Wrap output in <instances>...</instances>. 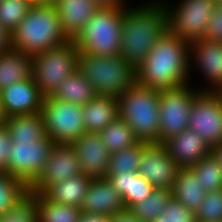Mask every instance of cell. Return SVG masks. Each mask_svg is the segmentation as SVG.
Returning <instances> with one entry per match:
<instances>
[{"label": "cell", "mask_w": 222, "mask_h": 222, "mask_svg": "<svg viewBox=\"0 0 222 222\" xmlns=\"http://www.w3.org/2000/svg\"><path fill=\"white\" fill-rule=\"evenodd\" d=\"M105 178L122 195L126 208L143 201L155 189L153 184L136 172L106 174Z\"/></svg>", "instance_id": "cb8c5ba5"}, {"label": "cell", "mask_w": 222, "mask_h": 222, "mask_svg": "<svg viewBox=\"0 0 222 222\" xmlns=\"http://www.w3.org/2000/svg\"><path fill=\"white\" fill-rule=\"evenodd\" d=\"M79 222H110V217L102 214L82 212Z\"/></svg>", "instance_id": "b9f144b4"}, {"label": "cell", "mask_w": 222, "mask_h": 222, "mask_svg": "<svg viewBox=\"0 0 222 222\" xmlns=\"http://www.w3.org/2000/svg\"><path fill=\"white\" fill-rule=\"evenodd\" d=\"M200 91L189 83L160 90L159 143L189 128L192 100Z\"/></svg>", "instance_id": "30bf717a"}, {"label": "cell", "mask_w": 222, "mask_h": 222, "mask_svg": "<svg viewBox=\"0 0 222 222\" xmlns=\"http://www.w3.org/2000/svg\"><path fill=\"white\" fill-rule=\"evenodd\" d=\"M68 41L54 5L34 4L11 33L12 48L30 56Z\"/></svg>", "instance_id": "3957f363"}, {"label": "cell", "mask_w": 222, "mask_h": 222, "mask_svg": "<svg viewBox=\"0 0 222 222\" xmlns=\"http://www.w3.org/2000/svg\"><path fill=\"white\" fill-rule=\"evenodd\" d=\"M205 193L199 178L190 168H180L178 170L171 188L172 198L182 203L187 209L196 212L204 199Z\"/></svg>", "instance_id": "d4e9b609"}, {"label": "cell", "mask_w": 222, "mask_h": 222, "mask_svg": "<svg viewBox=\"0 0 222 222\" xmlns=\"http://www.w3.org/2000/svg\"><path fill=\"white\" fill-rule=\"evenodd\" d=\"M189 129L212 149L222 143V101L215 92L200 91L192 100Z\"/></svg>", "instance_id": "7c38bea8"}, {"label": "cell", "mask_w": 222, "mask_h": 222, "mask_svg": "<svg viewBox=\"0 0 222 222\" xmlns=\"http://www.w3.org/2000/svg\"><path fill=\"white\" fill-rule=\"evenodd\" d=\"M13 143H34L46 136L41 112L30 115H15L6 118Z\"/></svg>", "instance_id": "4316f807"}, {"label": "cell", "mask_w": 222, "mask_h": 222, "mask_svg": "<svg viewBox=\"0 0 222 222\" xmlns=\"http://www.w3.org/2000/svg\"><path fill=\"white\" fill-rule=\"evenodd\" d=\"M30 191L29 186L7 173H0V215Z\"/></svg>", "instance_id": "d6a6232c"}, {"label": "cell", "mask_w": 222, "mask_h": 222, "mask_svg": "<svg viewBox=\"0 0 222 222\" xmlns=\"http://www.w3.org/2000/svg\"><path fill=\"white\" fill-rule=\"evenodd\" d=\"M159 90L135 82L118 99L119 118L132 128L140 142L159 143Z\"/></svg>", "instance_id": "277c9868"}, {"label": "cell", "mask_w": 222, "mask_h": 222, "mask_svg": "<svg viewBox=\"0 0 222 222\" xmlns=\"http://www.w3.org/2000/svg\"><path fill=\"white\" fill-rule=\"evenodd\" d=\"M141 156L142 142L140 141L136 145L111 153L107 174H124L125 172L138 173Z\"/></svg>", "instance_id": "1f68e13d"}, {"label": "cell", "mask_w": 222, "mask_h": 222, "mask_svg": "<svg viewBox=\"0 0 222 222\" xmlns=\"http://www.w3.org/2000/svg\"><path fill=\"white\" fill-rule=\"evenodd\" d=\"M172 197L171 190L155 188L150 196L132 205L129 209L143 222H153L164 211L167 202Z\"/></svg>", "instance_id": "f546056e"}, {"label": "cell", "mask_w": 222, "mask_h": 222, "mask_svg": "<svg viewBox=\"0 0 222 222\" xmlns=\"http://www.w3.org/2000/svg\"><path fill=\"white\" fill-rule=\"evenodd\" d=\"M81 173L78 157L71 144L55 143L44 169L29 188L34 193L43 194L52 184Z\"/></svg>", "instance_id": "5bb4252c"}, {"label": "cell", "mask_w": 222, "mask_h": 222, "mask_svg": "<svg viewBox=\"0 0 222 222\" xmlns=\"http://www.w3.org/2000/svg\"><path fill=\"white\" fill-rule=\"evenodd\" d=\"M80 163L81 172L92 178H105L110 152L98 133L85 132L71 143Z\"/></svg>", "instance_id": "e0dca14e"}, {"label": "cell", "mask_w": 222, "mask_h": 222, "mask_svg": "<svg viewBox=\"0 0 222 222\" xmlns=\"http://www.w3.org/2000/svg\"><path fill=\"white\" fill-rule=\"evenodd\" d=\"M36 196L38 222H79L80 208L52 202L43 194L36 193Z\"/></svg>", "instance_id": "f1b7e54d"}, {"label": "cell", "mask_w": 222, "mask_h": 222, "mask_svg": "<svg viewBox=\"0 0 222 222\" xmlns=\"http://www.w3.org/2000/svg\"><path fill=\"white\" fill-rule=\"evenodd\" d=\"M33 5V0H1L0 24L12 33Z\"/></svg>", "instance_id": "e575fe53"}, {"label": "cell", "mask_w": 222, "mask_h": 222, "mask_svg": "<svg viewBox=\"0 0 222 222\" xmlns=\"http://www.w3.org/2000/svg\"><path fill=\"white\" fill-rule=\"evenodd\" d=\"M0 97L6 118L41 112L44 98L33 77L11 84L0 92Z\"/></svg>", "instance_id": "2e32d148"}, {"label": "cell", "mask_w": 222, "mask_h": 222, "mask_svg": "<svg viewBox=\"0 0 222 222\" xmlns=\"http://www.w3.org/2000/svg\"><path fill=\"white\" fill-rule=\"evenodd\" d=\"M212 155L217 159L218 163L222 167V143L214 146L211 151Z\"/></svg>", "instance_id": "ee69618b"}, {"label": "cell", "mask_w": 222, "mask_h": 222, "mask_svg": "<svg viewBox=\"0 0 222 222\" xmlns=\"http://www.w3.org/2000/svg\"><path fill=\"white\" fill-rule=\"evenodd\" d=\"M205 39L222 42V6H216L208 22Z\"/></svg>", "instance_id": "f35d334b"}, {"label": "cell", "mask_w": 222, "mask_h": 222, "mask_svg": "<svg viewBox=\"0 0 222 222\" xmlns=\"http://www.w3.org/2000/svg\"><path fill=\"white\" fill-rule=\"evenodd\" d=\"M96 1L100 6H118V5H128L127 2L129 0H94Z\"/></svg>", "instance_id": "7bdbcfd3"}, {"label": "cell", "mask_w": 222, "mask_h": 222, "mask_svg": "<svg viewBox=\"0 0 222 222\" xmlns=\"http://www.w3.org/2000/svg\"><path fill=\"white\" fill-rule=\"evenodd\" d=\"M110 153L136 145L139 140L122 118H117L98 133Z\"/></svg>", "instance_id": "83f0119b"}, {"label": "cell", "mask_w": 222, "mask_h": 222, "mask_svg": "<svg viewBox=\"0 0 222 222\" xmlns=\"http://www.w3.org/2000/svg\"><path fill=\"white\" fill-rule=\"evenodd\" d=\"M58 0H33L34 4L54 5Z\"/></svg>", "instance_id": "f6af8a7d"}, {"label": "cell", "mask_w": 222, "mask_h": 222, "mask_svg": "<svg viewBox=\"0 0 222 222\" xmlns=\"http://www.w3.org/2000/svg\"><path fill=\"white\" fill-rule=\"evenodd\" d=\"M32 71V56L9 48L0 55V92L11 84L32 78Z\"/></svg>", "instance_id": "603a6c76"}, {"label": "cell", "mask_w": 222, "mask_h": 222, "mask_svg": "<svg viewBox=\"0 0 222 222\" xmlns=\"http://www.w3.org/2000/svg\"><path fill=\"white\" fill-rule=\"evenodd\" d=\"M55 142L47 135L37 142L13 143L8 174L30 186L44 169Z\"/></svg>", "instance_id": "4fadbf2b"}, {"label": "cell", "mask_w": 222, "mask_h": 222, "mask_svg": "<svg viewBox=\"0 0 222 222\" xmlns=\"http://www.w3.org/2000/svg\"><path fill=\"white\" fill-rule=\"evenodd\" d=\"M154 221L197 222V219L194 211L187 209L182 203L171 197L162 214Z\"/></svg>", "instance_id": "8d00e7d4"}, {"label": "cell", "mask_w": 222, "mask_h": 222, "mask_svg": "<svg viewBox=\"0 0 222 222\" xmlns=\"http://www.w3.org/2000/svg\"><path fill=\"white\" fill-rule=\"evenodd\" d=\"M78 52L70 40L32 56V77L44 97L50 96L69 75L78 70Z\"/></svg>", "instance_id": "ba28073f"}, {"label": "cell", "mask_w": 222, "mask_h": 222, "mask_svg": "<svg viewBox=\"0 0 222 222\" xmlns=\"http://www.w3.org/2000/svg\"><path fill=\"white\" fill-rule=\"evenodd\" d=\"M66 36L73 40L101 7L94 0H58L55 4Z\"/></svg>", "instance_id": "ffe728a7"}, {"label": "cell", "mask_w": 222, "mask_h": 222, "mask_svg": "<svg viewBox=\"0 0 222 222\" xmlns=\"http://www.w3.org/2000/svg\"><path fill=\"white\" fill-rule=\"evenodd\" d=\"M126 6H101L72 40L77 50L91 55H120L122 13Z\"/></svg>", "instance_id": "8992f818"}, {"label": "cell", "mask_w": 222, "mask_h": 222, "mask_svg": "<svg viewBox=\"0 0 222 222\" xmlns=\"http://www.w3.org/2000/svg\"><path fill=\"white\" fill-rule=\"evenodd\" d=\"M195 214L199 222H222V190L205 193Z\"/></svg>", "instance_id": "d590c367"}, {"label": "cell", "mask_w": 222, "mask_h": 222, "mask_svg": "<svg viewBox=\"0 0 222 222\" xmlns=\"http://www.w3.org/2000/svg\"><path fill=\"white\" fill-rule=\"evenodd\" d=\"M92 179V177L81 173L52 184L43 195L52 202L80 208Z\"/></svg>", "instance_id": "7402d4cb"}, {"label": "cell", "mask_w": 222, "mask_h": 222, "mask_svg": "<svg viewBox=\"0 0 222 222\" xmlns=\"http://www.w3.org/2000/svg\"><path fill=\"white\" fill-rule=\"evenodd\" d=\"M13 141L6 123L0 124V173L8 174L9 156Z\"/></svg>", "instance_id": "74e56055"}, {"label": "cell", "mask_w": 222, "mask_h": 222, "mask_svg": "<svg viewBox=\"0 0 222 222\" xmlns=\"http://www.w3.org/2000/svg\"><path fill=\"white\" fill-rule=\"evenodd\" d=\"M180 168L170 157L163 143L142 142L141 164L138 173L155 188L171 190Z\"/></svg>", "instance_id": "9a60e30c"}, {"label": "cell", "mask_w": 222, "mask_h": 222, "mask_svg": "<svg viewBox=\"0 0 222 222\" xmlns=\"http://www.w3.org/2000/svg\"><path fill=\"white\" fill-rule=\"evenodd\" d=\"M215 93L220 97L222 101V86L218 90H216Z\"/></svg>", "instance_id": "7dc6e473"}, {"label": "cell", "mask_w": 222, "mask_h": 222, "mask_svg": "<svg viewBox=\"0 0 222 222\" xmlns=\"http://www.w3.org/2000/svg\"><path fill=\"white\" fill-rule=\"evenodd\" d=\"M78 70L93 85L95 93L118 97L136 82V69L118 56L78 52Z\"/></svg>", "instance_id": "5b68a950"}, {"label": "cell", "mask_w": 222, "mask_h": 222, "mask_svg": "<svg viewBox=\"0 0 222 222\" xmlns=\"http://www.w3.org/2000/svg\"><path fill=\"white\" fill-rule=\"evenodd\" d=\"M83 117L86 132L99 133L119 117L117 97L97 95L83 105Z\"/></svg>", "instance_id": "44dd1931"}, {"label": "cell", "mask_w": 222, "mask_h": 222, "mask_svg": "<svg viewBox=\"0 0 222 222\" xmlns=\"http://www.w3.org/2000/svg\"><path fill=\"white\" fill-rule=\"evenodd\" d=\"M178 1L174 4L172 0H161L168 15V30L188 44L202 40L217 1Z\"/></svg>", "instance_id": "52a82bcc"}, {"label": "cell", "mask_w": 222, "mask_h": 222, "mask_svg": "<svg viewBox=\"0 0 222 222\" xmlns=\"http://www.w3.org/2000/svg\"><path fill=\"white\" fill-rule=\"evenodd\" d=\"M163 145L179 168H189L212 151L206 141L189 128L168 138Z\"/></svg>", "instance_id": "ac0fdd59"}, {"label": "cell", "mask_w": 222, "mask_h": 222, "mask_svg": "<svg viewBox=\"0 0 222 222\" xmlns=\"http://www.w3.org/2000/svg\"><path fill=\"white\" fill-rule=\"evenodd\" d=\"M168 30V15L161 0L127 5L122 13L120 55L136 69Z\"/></svg>", "instance_id": "6da1fadb"}, {"label": "cell", "mask_w": 222, "mask_h": 222, "mask_svg": "<svg viewBox=\"0 0 222 222\" xmlns=\"http://www.w3.org/2000/svg\"><path fill=\"white\" fill-rule=\"evenodd\" d=\"M6 116L4 115L2 105H1V97H0V124L5 123Z\"/></svg>", "instance_id": "bcb514c9"}, {"label": "cell", "mask_w": 222, "mask_h": 222, "mask_svg": "<svg viewBox=\"0 0 222 222\" xmlns=\"http://www.w3.org/2000/svg\"><path fill=\"white\" fill-rule=\"evenodd\" d=\"M122 195L107 178H93L80 209L82 212L111 216L125 209Z\"/></svg>", "instance_id": "d6986e66"}, {"label": "cell", "mask_w": 222, "mask_h": 222, "mask_svg": "<svg viewBox=\"0 0 222 222\" xmlns=\"http://www.w3.org/2000/svg\"><path fill=\"white\" fill-rule=\"evenodd\" d=\"M41 114L46 135L55 143L71 144L86 132L82 105L46 96Z\"/></svg>", "instance_id": "9c48e42d"}, {"label": "cell", "mask_w": 222, "mask_h": 222, "mask_svg": "<svg viewBox=\"0 0 222 222\" xmlns=\"http://www.w3.org/2000/svg\"><path fill=\"white\" fill-rule=\"evenodd\" d=\"M109 217L110 222H143L129 208L119 210Z\"/></svg>", "instance_id": "ab89813d"}, {"label": "cell", "mask_w": 222, "mask_h": 222, "mask_svg": "<svg viewBox=\"0 0 222 222\" xmlns=\"http://www.w3.org/2000/svg\"><path fill=\"white\" fill-rule=\"evenodd\" d=\"M189 46L167 30L136 68V82L159 91L188 84Z\"/></svg>", "instance_id": "7a4b0ae2"}, {"label": "cell", "mask_w": 222, "mask_h": 222, "mask_svg": "<svg viewBox=\"0 0 222 222\" xmlns=\"http://www.w3.org/2000/svg\"><path fill=\"white\" fill-rule=\"evenodd\" d=\"M0 222H38L37 196L29 191L2 215Z\"/></svg>", "instance_id": "836d02e7"}, {"label": "cell", "mask_w": 222, "mask_h": 222, "mask_svg": "<svg viewBox=\"0 0 222 222\" xmlns=\"http://www.w3.org/2000/svg\"><path fill=\"white\" fill-rule=\"evenodd\" d=\"M196 70H194V68ZM198 70V71H197ZM199 72L205 83L194 84V87L203 92H215L222 86V42L203 38L189 46V84L193 85L192 72ZM206 80V81H205ZM202 85V86H201Z\"/></svg>", "instance_id": "8fae6325"}, {"label": "cell", "mask_w": 222, "mask_h": 222, "mask_svg": "<svg viewBox=\"0 0 222 222\" xmlns=\"http://www.w3.org/2000/svg\"><path fill=\"white\" fill-rule=\"evenodd\" d=\"M217 5L222 6V0H217Z\"/></svg>", "instance_id": "c3c4849f"}, {"label": "cell", "mask_w": 222, "mask_h": 222, "mask_svg": "<svg viewBox=\"0 0 222 222\" xmlns=\"http://www.w3.org/2000/svg\"><path fill=\"white\" fill-rule=\"evenodd\" d=\"M11 47V33L0 24V55Z\"/></svg>", "instance_id": "60d3db41"}, {"label": "cell", "mask_w": 222, "mask_h": 222, "mask_svg": "<svg viewBox=\"0 0 222 222\" xmlns=\"http://www.w3.org/2000/svg\"><path fill=\"white\" fill-rule=\"evenodd\" d=\"M189 168L199 178L206 193L222 190V167L212 153Z\"/></svg>", "instance_id": "4dcf8cb0"}, {"label": "cell", "mask_w": 222, "mask_h": 222, "mask_svg": "<svg viewBox=\"0 0 222 222\" xmlns=\"http://www.w3.org/2000/svg\"><path fill=\"white\" fill-rule=\"evenodd\" d=\"M96 96L93 85L79 70L69 75L50 95L51 98L82 106Z\"/></svg>", "instance_id": "484cf974"}]
</instances>
